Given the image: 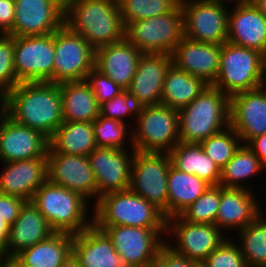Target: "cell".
I'll return each mask as SVG.
<instances>
[{
    "label": "cell",
    "mask_w": 266,
    "mask_h": 267,
    "mask_svg": "<svg viewBox=\"0 0 266 267\" xmlns=\"http://www.w3.org/2000/svg\"><path fill=\"white\" fill-rule=\"evenodd\" d=\"M0 101L2 111L15 123L38 130L48 138L63 123L59 84L21 82Z\"/></svg>",
    "instance_id": "obj_1"
},
{
    "label": "cell",
    "mask_w": 266,
    "mask_h": 267,
    "mask_svg": "<svg viewBox=\"0 0 266 267\" xmlns=\"http://www.w3.org/2000/svg\"><path fill=\"white\" fill-rule=\"evenodd\" d=\"M64 24L95 50L125 37L117 0H65Z\"/></svg>",
    "instance_id": "obj_2"
},
{
    "label": "cell",
    "mask_w": 266,
    "mask_h": 267,
    "mask_svg": "<svg viewBox=\"0 0 266 267\" xmlns=\"http://www.w3.org/2000/svg\"><path fill=\"white\" fill-rule=\"evenodd\" d=\"M178 115L180 142L200 143L230 126V96L208 85Z\"/></svg>",
    "instance_id": "obj_3"
},
{
    "label": "cell",
    "mask_w": 266,
    "mask_h": 267,
    "mask_svg": "<svg viewBox=\"0 0 266 267\" xmlns=\"http://www.w3.org/2000/svg\"><path fill=\"white\" fill-rule=\"evenodd\" d=\"M93 212L95 226L166 228L163 212L130 189L103 194Z\"/></svg>",
    "instance_id": "obj_4"
},
{
    "label": "cell",
    "mask_w": 266,
    "mask_h": 267,
    "mask_svg": "<svg viewBox=\"0 0 266 267\" xmlns=\"http://www.w3.org/2000/svg\"><path fill=\"white\" fill-rule=\"evenodd\" d=\"M54 232L79 234L93 224L87 216L89 200L48 179L31 200Z\"/></svg>",
    "instance_id": "obj_5"
},
{
    "label": "cell",
    "mask_w": 266,
    "mask_h": 267,
    "mask_svg": "<svg viewBox=\"0 0 266 267\" xmlns=\"http://www.w3.org/2000/svg\"><path fill=\"white\" fill-rule=\"evenodd\" d=\"M266 57L257 50L230 42L221 45L219 73L212 86L232 96L261 86Z\"/></svg>",
    "instance_id": "obj_6"
},
{
    "label": "cell",
    "mask_w": 266,
    "mask_h": 267,
    "mask_svg": "<svg viewBox=\"0 0 266 267\" xmlns=\"http://www.w3.org/2000/svg\"><path fill=\"white\" fill-rule=\"evenodd\" d=\"M184 37L180 3L170 12L142 19L125 27V38L142 54H172Z\"/></svg>",
    "instance_id": "obj_7"
},
{
    "label": "cell",
    "mask_w": 266,
    "mask_h": 267,
    "mask_svg": "<svg viewBox=\"0 0 266 267\" xmlns=\"http://www.w3.org/2000/svg\"><path fill=\"white\" fill-rule=\"evenodd\" d=\"M130 146L142 152H167L180 142L178 110L163 104L145 106L135 119Z\"/></svg>",
    "instance_id": "obj_8"
},
{
    "label": "cell",
    "mask_w": 266,
    "mask_h": 267,
    "mask_svg": "<svg viewBox=\"0 0 266 267\" xmlns=\"http://www.w3.org/2000/svg\"><path fill=\"white\" fill-rule=\"evenodd\" d=\"M172 165L167 152L135 151L130 187L135 194L160 209L167 219L168 173Z\"/></svg>",
    "instance_id": "obj_9"
},
{
    "label": "cell",
    "mask_w": 266,
    "mask_h": 267,
    "mask_svg": "<svg viewBox=\"0 0 266 267\" xmlns=\"http://www.w3.org/2000/svg\"><path fill=\"white\" fill-rule=\"evenodd\" d=\"M53 83L83 81L95 67V49L63 24L54 32Z\"/></svg>",
    "instance_id": "obj_10"
},
{
    "label": "cell",
    "mask_w": 266,
    "mask_h": 267,
    "mask_svg": "<svg viewBox=\"0 0 266 267\" xmlns=\"http://www.w3.org/2000/svg\"><path fill=\"white\" fill-rule=\"evenodd\" d=\"M111 239L115 251L132 267H153L160 247L166 242V228L96 226ZM163 240V241H162Z\"/></svg>",
    "instance_id": "obj_11"
},
{
    "label": "cell",
    "mask_w": 266,
    "mask_h": 267,
    "mask_svg": "<svg viewBox=\"0 0 266 267\" xmlns=\"http://www.w3.org/2000/svg\"><path fill=\"white\" fill-rule=\"evenodd\" d=\"M54 33L14 36V68L21 82H53Z\"/></svg>",
    "instance_id": "obj_12"
},
{
    "label": "cell",
    "mask_w": 266,
    "mask_h": 267,
    "mask_svg": "<svg viewBox=\"0 0 266 267\" xmlns=\"http://www.w3.org/2000/svg\"><path fill=\"white\" fill-rule=\"evenodd\" d=\"M186 38L222 45L228 37L227 7L203 0H180Z\"/></svg>",
    "instance_id": "obj_13"
},
{
    "label": "cell",
    "mask_w": 266,
    "mask_h": 267,
    "mask_svg": "<svg viewBox=\"0 0 266 267\" xmlns=\"http://www.w3.org/2000/svg\"><path fill=\"white\" fill-rule=\"evenodd\" d=\"M166 229V236L178 241L175 246L167 241L169 247L199 265L228 238L215 224L190 223L179 216L168 218Z\"/></svg>",
    "instance_id": "obj_14"
},
{
    "label": "cell",
    "mask_w": 266,
    "mask_h": 267,
    "mask_svg": "<svg viewBox=\"0 0 266 267\" xmlns=\"http://www.w3.org/2000/svg\"><path fill=\"white\" fill-rule=\"evenodd\" d=\"M12 36H43L64 24L65 0H14Z\"/></svg>",
    "instance_id": "obj_15"
},
{
    "label": "cell",
    "mask_w": 266,
    "mask_h": 267,
    "mask_svg": "<svg viewBox=\"0 0 266 267\" xmlns=\"http://www.w3.org/2000/svg\"><path fill=\"white\" fill-rule=\"evenodd\" d=\"M135 149L97 147L88 160L97 184V201L103 194L124 191L130 187L131 165Z\"/></svg>",
    "instance_id": "obj_16"
},
{
    "label": "cell",
    "mask_w": 266,
    "mask_h": 267,
    "mask_svg": "<svg viewBox=\"0 0 266 267\" xmlns=\"http://www.w3.org/2000/svg\"><path fill=\"white\" fill-rule=\"evenodd\" d=\"M1 162L47 158L49 138L38 130L15 123L0 109Z\"/></svg>",
    "instance_id": "obj_17"
},
{
    "label": "cell",
    "mask_w": 266,
    "mask_h": 267,
    "mask_svg": "<svg viewBox=\"0 0 266 267\" xmlns=\"http://www.w3.org/2000/svg\"><path fill=\"white\" fill-rule=\"evenodd\" d=\"M47 174L51 183L77 192L88 200L96 197L97 184L88 157L47 151Z\"/></svg>",
    "instance_id": "obj_18"
},
{
    "label": "cell",
    "mask_w": 266,
    "mask_h": 267,
    "mask_svg": "<svg viewBox=\"0 0 266 267\" xmlns=\"http://www.w3.org/2000/svg\"><path fill=\"white\" fill-rule=\"evenodd\" d=\"M230 126L245 145L266 133V94L260 87L230 96Z\"/></svg>",
    "instance_id": "obj_19"
},
{
    "label": "cell",
    "mask_w": 266,
    "mask_h": 267,
    "mask_svg": "<svg viewBox=\"0 0 266 267\" xmlns=\"http://www.w3.org/2000/svg\"><path fill=\"white\" fill-rule=\"evenodd\" d=\"M221 45L195 41L185 36L171 54L172 64L212 85L219 73Z\"/></svg>",
    "instance_id": "obj_20"
},
{
    "label": "cell",
    "mask_w": 266,
    "mask_h": 267,
    "mask_svg": "<svg viewBox=\"0 0 266 267\" xmlns=\"http://www.w3.org/2000/svg\"><path fill=\"white\" fill-rule=\"evenodd\" d=\"M0 174V194L31 201L38 188L48 179L47 158L4 162Z\"/></svg>",
    "instance_id": "obj_21"
},
{
    "label": "cell",
    "mask_w": 266,
    "mask_h": 267,
    "mask_svg": "<svg viewBox=\"0 0 266 267\" xmlns=\"http://www.w3.org/2000/svg\"><path fill=\"white\" fill-rule=\"evenodd\" d=\"M172 65L171 54H142L129 88L144 106L161 104L167 70Z\"/></svg>",
    "instance_id": "obj_22"
},
{
    "label": "cell",
    "mask_w": 266,
    "mask_h": 267,
    "mask_svg": "<svg viewBox=\"0 0 266 267\" xmlns=\"http://www.w3.org/2000/svg\"><path fill=\"white\" fill-rule=\"evenodd\" d=\"M72 253L81 267H132L118 255L107 234L94 224L73 236Z\"/></svg>",
    "instance_id": "obj_23"
},
{
    "label": "cell",
    "mask_w": 266,
    "mask_h": 267,
    "mask_svg": "<svg viewBox=\"0 0 266 267\" xmlns=\"http://www.w3.org/2000/svg\"><path fill=\"white\" fill-rule=\"evenodd\" d=\"M228 13L227 41L254 49L266 57V18L248 0Z\"/></svg>",
    "instance_id": "obj_24"
},
{
    "label": "cell",
    "mask_w": 266,
    "mask_h": 267,
    "mask_svg": "<svg viewBox=\"0 0 266 267\" xmlns=\"http://www.w3.org/2000/svg\"><path fill=\"white\" fill-rule=\"evenodd\" d=\"M142 53L125 37L95 50V68L127 90Z\"/></svg>",
    "instance_id": "obj_25"
},
{
    "label": "cell",
    "mask_w": 266,
    "mask_h": 267,
    "mask_svg": "<svg viewBox=\"0 0 266 267\" xmlns=\"http://www.w3.org/2000/svg\"><path fill=\"white\" fill-rule=\"evenodd\" d=\"M261 209L250 189L220 186V205L215 225L222 232L233 228L240 231L263 213Z\"/></svg>",
    "instance_id": "obj_26"
},
{
    "label": "cell",
    "mask_w": 266,
    "mask_h": 267,
    "mask_svg": "<svg viewBox=\"0 0 266 267\" xmlns=\"http://www.w3.org/2000/svg\"><path fill=\"white\" fill-rule=\"evenodd\" d=\"M53 233L47 220L33 202H25L18 218L10 226L7 257H15L21 251L47 239Z\"/></svg>",
    "instance_id": "obj_27"
},
{
    "label": "cell",
    "mask_w": 266,
    "mask_h": 267,
    "mask_svg": "<svg viewBox=\"0 0 266 267\" xmlns=\"http://www.w3.org/2000/svg\"><path fill=\"white\" fill-rule=\"evenodd\" d=\"M59 91L63 122H93L99 116L100 105L86 80L60 83Z\"/></svg>",
    "instance_id": "obj_28"
},
{
    "label": "cell",
    "mask_w": 266,
    "mask_h": 267,
    "mask_svg": "<svg viewBox=\"0 0 266 267\" xmlns=\"http://www.w3.org/2000/svg\"><path fill=\"white\" fill-rule=\"evenodd\" d=\"M169 156L176 169L196 175L211 186L219 185L221 169L199 143L179 142L169 152Z\"/></svg>",
    "instance_id": "obj_29"
},
{
    "label": "cell",
    "mask_w": 266,
    "mask_h": 267,
    "mask_svg": "<svg viewBox=\"0 0 266 267\" xmlns=\"http://www.w3.org/2000/svg\"><path fill=\"white\" fill-rule=\"evenodd\" d=\"M73 236L70 233L54 232L15 257L24 267H59L72 252Z\"/></svg>",
    "instance_id": "obj_30"
},
{
    "label": "cell",
    "mask_w": 266,
    "mask_h": 267,
    "mask_svg": "<svg viewBox=\"0 0 266 267\" xmlns=\"http://www.w3.org/2000/svg\"><path fill=\"white\" fill-rule=\"evenodd\" d=\"M97 148L93 122H63L49 138V151L62 154L88 155Z\"/></svg>",
    "instance_id": "obj_31"
},
{
    "label": "cell",
    "mask_w": 266,
    "mask_h": 267,
    "mask_svg": "<svg viewBox=\"0 0 266 267\" xmlns=\"http://www.w3.org/2000/svg\"><path fill=\"white\" fill-rule=\"evenodd\" d=\"M211 185L171 165L168 173L167 219L178 216Z\"/></svg>",
    "instance_id": "obj_32"
},
{
    "label": "cell",
    "mask_w": 266,
    "mask_h": 267,
    "mask_svg": "<svg viewBox=\"0 0 266 267\" xmlns=\"http://www.w3.org/2000/svg\"><path fill=\"white\" fill-rule=\"evenodd\" d=\"M208 85L203 79L172 64L165 75L161 104L180 110L199 96Z\"/></svg>",
    "instance_id": "obj_33"
},
{
    "label": "cell",
    "mask_w": 266,
    "mask_h": 267,
    "mask_svg": "<svg viewBox=\"0 0 266 267\" xmlns=\"http://www.w3.org/2000/svg\"><path fill=\"white\" fill-rule=\"evenodd\" d=\"M265 167L247 145L241 144L234 156L221 169L219 185L226 188L248 189L242 181L260 174Z\"/></svg>",
    "instance_id": "obj_34"
},
{
    "label": "cell",
    "mask_w": 266,
    "mask_h": 267,
    "mask_svg": "<svg viewBox=\"0 0 266 267\" xmlns=\"http://www.w3.org/2000/svg\"><path fill=\"white\" fill-rule=\"evenodd\" d=\"M261 214L254 222L238 231L239 248L247 267H266V217Z\"/></svg>",
    "instance_id": "obj_35"
},
{
    "label": "cell",
    "mask_w": 266,
    "mask_h": 267,
    "mask_svg": "<svg viewBox=\"0 0 266 267\" xmlns=\"http://www.w3.org/2000/svg\"><path fill=\"white\" fill-rule=\"evenodd\" d=\"M124 27L172 11L180 0H117Z\"/></svg>",
    "instance_id": "obj_36"
},
{
    "label": "cell",
    "mask_w": 266,
    "mask_h": 267,
    "mask_svg": "<svg viewBox=\"0 0 266 267\" xmlns=\"http://www.w3.org/2000/svg\"><path fill=\"white\" fill-rule=\"evenodd\" d=\"M203 151L222 169L240 148L242 141L231 126L201 141Z\"/></svg>",
    "instance_id": "obj_37"
},
{
    "label": "cell",
    "mask_w": 266,
    "mask_h": 267,
    "mask_svg": "<svg viewBox=\"0 0 266 267\" xmlns=\"http://www.w3.org/2000/svg\"><path fill=\"white\" fill-rule=\"evenodd\" d=\"M220 205V185L210 186L178 216L190 223L215 224Z\"/></svg>",
    "instance_id": "obj_38"
},
{
    "label": "cell",
    "mask_w": 266,
    "mask_h": 267,
    "mask_svg": "<svg viewBox=\"0 0 266 267\" xmlns=\"http://www.w3.org/2000/svg\"><path fill=\"white\" fill-rule=\"evenodd\" d=\"M126 123L98 116L93 121L95 142L97 147L126 149L124 142L129 130Z\"/></svg>",
    "instance_id": "obj_39"
},
{
    "label": "cell",
    "mask_w": 266,
    "mask_h": 267,
    "mask_svg": "<svg viewBox=\"0 0 266 267\" xmlns=\"http://www.w3.org/2000/svg\"><path fill=\"white\" fill-rule=\"evenodd\" d=\"M144 107V104L135 95L128 90H124L119 95L101 104L99 115L125 123L122 120L125 116L134 114L133 116L138 118Z\"/></svg>",
    "instance_id": "obj_40"
},
{
    "label": "cell",
    "mask_w": 266,
    "mask_h": 267,
    "mask_svg": "<svg viewBox=\"0 0 266 267\" xmlns=\"http://www.w3.org/2000/svg\"><path fill=\"white\" fill-rule=\"evenodd\" d=\"M19 83L14 68V36L0 34V100Z\"/></svg>",
    "instance_id": "obj_41"
},
{
    "label": "cell",
    "mask_w": 266,
    "mask_h": 267,
    "mask_svg": "<svg viewBox=\"0 0 266 267\" xmlns=\"http://www.w3.org/2000/svg\"><path fill=\"white\" fill-rule=\"evenodd\" d=\"M237 242L226 238L223 243L200 264V267H247Z\"/></svg>",
    "instance_id": "obj_42"
},
{
    "label": "cell",
    "mask_w": 266,
    "mask_h": 267,
    "mask_svg": "<svg viewBox=\"0 0 266 267\" xmlns=\"http://www.w3.org/2000/svg\"><path fill=\"white\" fill-rule=\"evenodd\" d=\"M85 80L90 85L99 105L124 91L116 82L95 67L87 74Z\"/></svg>",
    "instance_id": "obj_43"
},
{
    "label": "cell",
    "mask_w": 266,
    "mask_h": 267,
    "mask_svg": "<svg viewBox=\"0 0 266 267\" xmlns=\"http://www.w3.org/2000/svg\"><path fill=\"white\" fill-rule=\"evenodd\" d=\"M153 267H200V265L176 253L165 242L159 249Z\"/></svg>",
    "instance_id": "obj_44"
},
{
    "label": "cell",
    "mask_w": 266,
    "mask_h": 267,
    "mask_svg": "<svg viewBox=\"0 0 266 267\" xmlns=\"http://www.w3.org/2000/svg\"><path fill=\"white\" fill-rule=\"evenodd\" d=\"M26 201L24 199L0 194V218H3L10 226L18 218L21 207Z\"/></svg>",
    "instance_id": "obj_45"
},
{
    "label": "cell",
    "mask_w": 266,
    "mask_h": 267,
    "mask_svg": "<svg viewBox=\"0 0 266 267\" xmlns=\"http://www.w3.org/2000/svg\"><path fill=\"white\" fill-rule=\"evenodd\" d=\"M15 19L14 0H0V34H7Z\"/></svg>",
    "instance_id": "obj_46"
},
{
    "label": "cell",
    "mask_w": 266,
    "mask_h": 267,
    "mask_svg": "<svg viewBox=\"0 0 266 267\" xmlns=\"http://www.w3.org/2000/svg\"><path fill=\"white\" fill-rule=\"evenodd\" d=\"M258 157V159L266 166V133L252 138L246 144Z\"/></svg>",
    "instance_id": "obj_47"
},
{
    "label": "cell",
    "mask_w": 266,
    "mask_h": 267,
    "mask_svg": "<svg viewBox=\"0 0 266 267\" xmlns=\"http://www.w3.org/2000/svg\"><path fill=\"white\" fill-rule=\"evenodd\" d=\"M10 225L0 218V256L7 257V240L9 237Z\"/></svg>",
    "instance_id": "obj_48"
},
{
    "label": "cell",
    "mask_w": 266,
    "mask_h": 267,
    "mask_svg": "<svg viewBox=\"0 0 266 267\" xmlns=\"http://www.w3.org/2000/svg\"><path fill=\"white\" fill-rule=\"evenodd\" d=\"M59 267H81L79 260L71 252Z\"/></svg>",
    "instance_id": "obj_49"
},
{
    "label": "cell",
    "mask_w": 266,
    "mask_h": 267,
    "mask_svg": "<svg viewBox=\"0 0 266 267\" xmlns=\"http://www.w3.org/2000/svg\"><path fill=\"white\" fill-rule=\"evenodd\" d=\"M2 267H24L16 257H5Z\"/></svg>",
    "instance_id": "obj_50"
},
{
    "label": "cell",
    "mask_w": 266,
    "mask_h": 267,
    "mask_svg": "<svg viewBox=\"0 0 266 267\" xmlns=\"http://www.w3.org/2000/svg\"><path fill=\"white\" fill-rule=\"evenodd\" d=\"M258 11L266 18V0H250Z\"/></svg>",
    "instance_id": "obj_51"
},
{
    "label": "cell",
    "mask_w": 266,
    "mask_h": 267,
    "mask_svg": "<svg viewBox=\"0 0 266 267\" xmlns=\"http://www.w3.org/2000/svg\"><path fill=\"white\" fill-rule=\"evenodd\" d=\"M203 1H208V2H213V3H222L225 5V1H228V0H203ZM229 1H234L236 2V5H239V4H244L246 3L248 0H229Z\"/></svg>",
    "instance_id": "obj_52"
},
{
    "label": "cell",
    "mask_w": 266,
    "mask_h": 267,
    "mask_svg": "<svg viewBox=\"0 0 266 267\" xmlns=\"http://www.w3.org/2000/svg\"><path fill=\"white\" fill-rule=\"evenodd\" d=\"M260 88L265 92L266 94V65L263 71V77L261 79V86Z\"/></svg>",
    "instance_id": "obj_53"
},
{
    "label": "cell",
    "mask_w": 266,
    "mask_h": 267,
    "mask_svg": "<svg viewBox=\"0 0 266 267\" xmlns=\"http://www.w3.org/2000/svg\"><path fill=\"white\" fill-rule=\"evenodd\" d=\"M5 257H2V256H0V267H2V265H3V259H4Z\"/></svg>",
    "instance_id": "obj_54"
}]
</instances>
